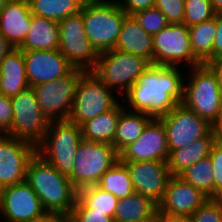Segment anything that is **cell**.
<instances>
[{
  "label": "cell",
  "instance_id": "cell-49",
  "mask_svg": "<svg viewBox=\"0 0 222 222\" xmlns=\"http://www.w3.org/2000/svg\"><path fill=\"white\" fill-rule=\"evenodd\" d=\"M218 118H222V94H221Z\"/></svg>",
  "mask_w": 222,
  "mask_h": 222
},
{
  "label": "cell",
  "instance_id": "cell-47",
  "mask_svg": "<svg viewBox=\"0 0 222 222\" xmlns=\"http://www.w3.org/2000/svg\"><path fill=\"white\" fill-rule=\"evenodd\" d=\"M216 15L222 14V0H210Z\"/></svg>",
  "mask_w": 222,
  "mask_h": 222
},
{
  "label": "cell",
  "instance_id": "cell-28",
  "mask_svg": "<svg viewBox=\"0 0 222 222\" xmlns=\"http://www.w3.org/2000/svg\"><path fill=\"white\" fill-rule=\"evenodd\" d=\"M31 13L56 22L81 12L84 0H28Z\"/></svg>",
  "mask_w": 222,
  "mask_h": 222
},
{
  "label": "cell",
  "instance_id": "cell-6",
  "mask_svg": "<svg viewBox=\"0 0 222 222\" xmlns=\"http://www.w3.org/2000/svg\"><path fill=\"white\" fill-rule=\"evenodd\" d=\"M113 92L93 71H85L78 81L68 121L81 126L113 109L121 101Z\"/></svg>",
  "mask_w": 222,
  "mask_h": 222
},
{
  "label": "cell",
  "instance_id": "cell-21",
  "mask_svg": "<svg viewBox=\"0 0 222 222\" xmlns=\"http://www.w3.org/2000/svg\"><path fill=\"white\" fill-rule=\"evenodd\" d=\"M29 87L23 51L11 48L0 64V93L11 98Z\"/></svg>",
  "mask_w": 222,
  "mask_h": 222
},
{
  "label": "cell",
  "instance_id": "cell-18",
  "mask_svg": "<svg viewBox=\"0 0 222 222\" xmlns=\"http://www.w3.org/2000/svg\"><path fill=\"white\" fill-rule=\"evenodd\" d=\"M23 57L30 87L64 77L74 69L59 50L23 51Z\"/></svg>",
  "mask_w": 222,
  "mask_h": 222
},
{
  "label": "cell",
  "instance_id": "cell-16",
  "mask_svg": "<svg viewBox=\"0 0 222 222\" xmlns=\"http://www.w3.org/2000/svg\"><path fill=\"white\" fill-rule=\"evenodd\" d=\"M169 155L167 133L159 118H153L143 133L119 153L120 161H164Z\"/></svg>",
  "mask_w": 222,
  "mask_h": 222
},
{
  "label": "cell",
  "instance_id": "cell-44",
  "mask_svg": "<svg viewBox=\"0 0 222 222\" xmlns=\"http://www.w3.org/2000/svg\"><path fill=\"white\" fill-rule=\"evenodd\" d=\"M157 222H191L190 217L187 215H172L160 213L157 210L156 213Z\"/></svg>",
  "mask_w": 222,
  "mask_h": 222
},
{
  "label": "cell",
  "instance_id": "cell-15",
  "mask_svg": "<svg viewBox=\"0 0 222 222\" xmlns=\"http://www.w3.org/2000/svg\"><path fill=\"white\" fill-rule=\"evenodd\" d=\"M45 212L26 180L0 190V215L4 222H33Z\"/></svg>",
  "mask_w": 222,
  "mask_h": 222
},
{
  "label": "cell",
  "instance_id": "cell-8",
  "mask_svg": "<svg viewBox=\"0 0 222 222\" xmlns=\"http://www.w3.org/2000/svg\"><path fill=\"white\" fill-rule=\"evenodd\" d=\"M119 159V154L111 144L82 140L76 151L74 166L68 176L79 190L97 185L101 176Z\"/></svg>",
  "mask_w": 222,
  "mask_h": 222
},
{
  "label": "cell",
  "instance_id": "cell-19",
  "mask_svg": "<svg viewBox=\"0 0 222 222\" xmlns=\"http://www.w3.org/2000/svg\"><path fill=\"white\" fill-rule=\"evenodd\" d=\"M209 199L192 184L178 176H171L162 201L158 204L160 213L172 215H192Z\"/></svg>",
  "mask_w": 222,
  "mask_h": 222
},
{
  "label": "cell",
  "instance_id": "cell-30",
  "mask_svg": "<svg viewBox=\"0 0 222 222\" xmlns=\"http://www.w3.org/2000/svg\"><path fill=\"white\" fill-rule=\"evenodd\" d=\"M97 186L112 193L119 200L135 193L127 166L119 159L101 176Z\"/></svg>",
  "mask_w": 222,
  "mask_h": 222
},
{
  "label": "cell",
  "instance_id": "cell-50",
  "mask_svg": "<svg viewBox=\"0 0 222 222\" xmlns=\"http://www.w3.org/2000/svg\"><path fill=\"white\" fill-rule=\"evenodd\" d=\"M8 0H0V12L2 11V9L5 7V4Z\"/></svg>",
  "mask_w": 222,
  "mask_h": 222
},
{
  "label": "cell",
  "instance_id": "cell-46",
  "mask_svg": "<svg viewBox=\"0 0 222 222\" xmlns=\"http://www.w3.org/2000/svg\"><path fill=\"white\" fill-rule=\"evenodd\" d=\"M12 48V46L7 42L5 37L0 33V64L3 61L6 53Z\"/></svg>",
  "mask_w": 222,
  "mask_h": 222
},
{
  "label": "cell",
  "instance_id": "cell-10",
  "mask_svg": "<svg viewBox=\"0 0 222 222\" xmlns=\"http://www.w3.org/2000/svg\"><path fill=\"white\" fill-rule=\"evenodd\" d=\"M153 65L193 68L201 65L191 48L189 28L169 23L153 36ZM183 63V65L181 64Z\"/></svg>",
  "mask_w": 222,
  "mask_h": 222
},
{
  "label": "cell",
  "instance_id": "cell-41",
  "mask_svg": "<svg viewBox=\"0 0 222 222\" xmlns=\"http://www.w3.org/2000/svg\"><path fill=\"white\" fill-rule=\"evenodd\" d=\"M216 37L213 43V58L222 56V14L216 15Z\"/></svg>",
  "mask_w": 222,
  "mask_h": 222
},
{
  "label": "cell",
  "instance_id": "cell-45",
  "mask_svg": "<svg viewBox=\"0 0 222 222\" xmlns=\"http://www.w3.org/2000/svg\"><path fill=\"white\" fill-rule=\"evenodd\" d=\"M214 135V142L222 146V118H218L211 128Z\"/></svg>",
  "mask_w": 222,
  "mask_h": 222
},
{
  "label": "cell",
  "instance_id": "cell-39",
  "mask_svg": "<svg viewBox=\"0 0 222 222\" xmlns=\"http://www.w3.org/2000/svg\"><path fill=\"white\" fill-rule=\"evenodd\" d=\"M12 119L11 98L0 93V134H6L10 130Z\"/></svg>",
  "mask_w": 222,
  "mask_h": 222
},
{
  "label": "cell",
  "instance_id": "cell-27",
  "mask_svg": "<svg viewBox=\"0 0 222 222\" xmlns=\"http://www.w3.org/2000/svg\"><path fill=\"white\" fill-rule=\"evenodd\" d=\"M158 210V205L149 197L139 193L119 200L116 205L115 222H137L153 218Z\"/></svg>",
  "mask_w": 222,
  "mask_h": 222
},
{
  "label": "cell",
  "instance_id": "cell-36",
  "mask_svg": "<svg viewBox=\"0 0 222 222\" xmlns=\"http://www.w3.org/2000/svg\"><path fill=\"white\" fill-rule=\"evenodd\" d=\"M70 216L71 222H115L113 217L87 208L78 198Z\"/></svg>",
  "mask_w": 222,
  "mask_h": 222
},
{
  "label": "cell",
  "instance_id": "cell-9",
  "mask_svg": "<svg viewBox=\"0 0 222 222\" xmlns=\"http://www.w3.org/2000/svg\"><path fill=\"white\" fill-rule=\"evenodd\" d=\"M13 119L6 135L27 141L36 147L43 141L50 122L38 105L33 87L11 97Z\"/></svg>",
  "mask_w": 222,
  "mask_h": 222
},
{
  "label": "cell",
  "instance_id": "cell-43",
  "mask_svg": "<svg viewBox=\"0 0 222 222\" xmlns=\"http://www.w3.org/2000/svg\"><path fill=\"white\" fill-rule=\"evenodd\" d=\"M205 65L215 75L216 80L222 88V56L209 59Z\"/></svg>",
  "mask_w": 222,
  "mask_h": 222
},
{
  "label": "cell",
  "instance_id": "cell-14",
  "mask_svg": "<svg viewBox=\"0 0 222 222\" xmlns=\"http://www.w3.org/2000/svg\"><path fill=\"white\" fill-rule=\"evenodd\" d=\"M37 147L27 141L0 134V190L24 182Z\"/></svg>",
  "mask_w": 222,
  "mask_h": 222
},
{
  "label": "cell",
  "instance_id": "cell-37",
  "mask_svg": "<svg viewBox=\"0 0 222 222\" xmlns=\"http://www.w3.org/2000/svg\"><path fill=\"white\" fill-rule=\"evenodd\" d=\"M154 7L163 12L169 23H183L185 0H155Z\"/></svg>",
  "mask_w": 222,
  "mask_h": 222
},
{
  "label": "cell",
  "instance_id": "cell-48",
  "mask_svg": "<svg viewBox=\"0 0 222 222\" xmlns=\"http://www.w3.org/2000/svg\"><path fill=\"white\" fill-rule=\"evenodd\" d=\"M130 222H133V221H130ZM137 222H157V216L155 215L151 219H147V220H144V221H137Z\"/></svg>",
  "mask_w": 222,
  "mask_h": 222
},
{
  "label": "cell",
  "instance_id": "cell-11",
  "mask_svg": "<svg viewBox=\"0 0 222 222\" xmlns=\"http://www.w3.org/2000/svg\"><path fill=\"white\" fill-rule=\"evenodd\" d=\"M59 47L69 63L76 69L92 71L99 53L86 36L82 13L68 16L59 22Z\"/></svg>",
  "mask_w": 222,
  "mask_h": 222
},
{
  "label": "cell",
  "instance_id": "cell-34",
  "mask_svg": "<svg viewBox=\"0 0 222 222\" xmlns=\"http://www.w3.org/2000/svg\"><path fill=\"white\" fill-rule=\"evenodd\" d=\"M132 16L139 23L141 28L152 36L159 33L169 24L163 12L156 7L135 12Z\"/></svg>",
  "mask_w": 222,
  "mask_h": 222
},
{
  "label": "cell",
  "instance_id": "cell-25",
  "mask_svg": "<svg viewBox=\"0 0 222 222\" xmlns=\"http://www.w3.org/2000/svg\"><path fill=\"white\" fill-rule=\"evenodd\" d=\"M124 108V103L121 100L113 109L83 123L80 126L83 139L108 143L113 146V138L116 133L117 123L120 113Z\"/></svg>",
  "mask_w": 222,
  "mask_h": 222
},
{
  "label": "cell",
  "instance_id": "cell-2",
  "mask_svg": "<svg viewBox=\"0 0 222 222\" xmlns=\"http://www.w3.org/2000/svg\"><path fill=\"white\" fill-rule=\"evenodd\" d=\"M26 181L39 197L46 212L70 215L78 190L67 176L62 175L37 153L28 164Z\"/></svg>",
  "mask_w": 222,
  "mask_h": 222
},
{
  "label": "cell",
  "instance_id": "cell-17",
  "mask_svg": "<svg viewBox=\"0 0 222 222\" xmlns=\"http://www.w3.org/2000/svg\"><path fill=\"white\" fill-rule=\"evenodd\" d=\"M130 173L135 193L149 197L157 205L162 201L171 177L164 161H121Z\"/></svg>",
  "mask_w": 222,
  "mask_h": 222
},
{
  "label": "cell",
  "instance_id": "cell-38",
  "mask_svg": "<svg viewBox=\"0 0 222 222\" xmlns=\"http://www.w3.org/2000/svg\"><path fill=\"white\" fill-rule=\"evenodd\" d=\"M214 171V198L222 197V146L214 143L209 155Z\"/></svg>",
  "mask_w": 222,
  "mask_h": 222
},
{
  "label": "cell",
  "instance_id": "cell-24",
  "mask_svg": "<svg viewBox=\"0 0 222 222\" xmlns=\"http://www.w3.org/2000/svg\"><path fill=\"white\" fill-rule=\"evenodd\" d=\"M60 40L59 23L32 15V25L27 37L19 47L22 51L58 50Z\"/></svg>",
  "mask_w": 222,
  "mask_h": 222
},
{
  "label": "cell",
  "instance_id": "cell-26",
  "mask_svg": "<svg viewBox=\"0 0 222 222\" xmlns=\"http://www.w3.org/2000/svg\"><path fill=\"white\" fill-rule=\"evenodd\" d=\"M152 119L153 117L146 113L124 108L120 113L113 138L115 151L119 154L125 147L133 143L143 133Z\"/></svg>",
  "mask_w": 222,
  "mask_h": 222
},
{
  "label": "cell",
  "instance_id": "cell-13",
  "mask_svg": "<svg viewBox=\"0 0 222 222\" xmlns=\"http://www.w3.org/2000/svg\"><path fill=\"white\" fill-rule=\"evenodd\" d=\"M159 119L166 129L169 151L181 149L205 137L212 128L211 124L183 104H178Z\"/></svg>",
  "mask_w": 222,
  "mask_h": 222
},
{
  "label": "cell",
  "instance_id": "cell-35",
  "mask_svg": "<svg viewBox=\"0 0 222 222\" xmlns=\"http://www.w3.org/2000/svg\"><path fill=\"white\" fill-rule=\"evenodd\" d=\"M189 217L191 222H222L221 199L209 198Z\"/></svg>",
  "mask_w": 222,
  "mask_h": 222
},
{
  "label": "cell",
  "instance_id": "cell-29",
  "mask_svg": "<svg viewBox=\"0 0 222 222\" xmlns=\"http://www.w3.org/2000/svg\"><path fill=\"white\" fill-rule=\"evenodd\" d=\"M188 28L193 55L201 64H205L213 58V43L217 31L216 16L211 20Z\"/></svg>",
  "mask_w": 222,
  "mask_h": 222
},
{
  "label": "cell",
  "instance_id": "cell-1",
  "mask_svg": "<svg viewBox=\"0 0 222 222\" xmlns=\"http://www.w3.org/2000/svg\"><path fill=\"white\" fill-rule=\"evenodd\" d=\"M180 68L150 64L121 98L125 108L159 118L182 104L185 76Z\"/></svg>",
  "mask_w": 222,
  "mask_h": 222
},
{
  "label": "cell",
  "instance_id": "cell-22",
  "mask_svg": "<svg viewBox=\"0 0 222 222\" xmlns=\"http://www.w3.org/2000/svg\"><path fill=\"white\" fill-rule=\"evenodd\" d=\"M115 49L141 56L153 64V37L132 15L125 17Z\"/></svg>",
  "mask_w": 222,
  "mask_h": 222
},
{
  "label": "cell",
  "instance_id": "cell-32",
  "mask_svg": "<svg viewBox=\"0 0 222 222\" xmlns=\"http://www.w3.org/2000/svg\"><path fill=\"white\" fill-rule=\"evenodd\" d=\"M87 208L94 212L114 217L119 199L112 193L104 191L97 185L83 187L78 190L77 197Z\"/></svg>",
  "mask_w": 222,
  "mask_h": 222
},
{
  "label": "cell",
  "instance_id": "cell-33",
  "mask_svg": "<svg viewBox=\"0 0 222 222\" xmlns=\"http://www.w3.org/2000/svg\"><path fill=\"white\" fill-rule=\"evenodd\" d=\"M216 13L210 0H185L183 24L192 27L215 18Z\"/></svg>",
  "mask_w": 222,
  "mask_h": 222
},
{
  "label": "cell",
  "instance_id": "cell-12",
  "mask_svg": "<svg viewBox=\"0 0 222 222\" xmlns=\"http://www.w3.org/2000/svg\"><path fill=\"white\" fill-rule=\"evenodd\" d=\"M84 72L74 68L64 77L33 87L38 105L49 121L68 120L78 81Z\"/></svg>",
  "mask_w": 222,
  "mask_h": 222
},
{
  "label": "cell",
  "instance_id": "cell-4",
  "mask_svg": "<svg viewBox=\"0 0 222 222\" xmlns=\"http://www.w3.org/2000/svg\"><path fill=\"white\" fill-rule=\"evenodd\" d=\"M188 70L182 104L212 125L218 119L222 88L205 64Z\"/></svg>",
  "mask_w": 222,
  "mask_h": 222
},
{
  "label": "cell",
  "instance_id": "cell-7",
  "mask_svg": "<svg viewBox=\"0 0 222 222\" xmlns=\"http://www.w3.org/2000/svg\"><path fill=\"white\" fill-rule=\"evenodd\" d=\"M150 64L141 56L112 49L99 54L92 71L122 98Z\"/></svg>",
  "mask_w": 222,
  "mask_h": 222
},
{
  "label": "cell",
  "instance_id": "cell-5",
  "mask_svg": "<svg viewBox=\"0 0 222 222\" xmlns=\"http://www.w3.org/2000/svg\"><path fill=\"white\" fill-rule=\"evenodd\" d=\"M83 140L81 127L68 120L52 121L43 141L37 146L40 155L62 175L69 176L74 158Z\"/></svg>",
  "mask_w": 222,
  "mask_h": 222
},
{
  "label": "cell",
  "instance_id": "cell-40",
  "mask_svg": "<svg viewBox=\"0 0 222 222\" xmlns=\"http://www.w3.org/2000/svg\"><path fill=\"white\" fill-rule=\"evenodd\" d=\"M119 7L127 14L132 15L135 12L152 8L155 0H117Z\"/></svg>",
  "mask_w": 222,
  "mask_h": 222
},
{
  "label": "cell",
  "instance_id": "cell-31",
  "mask_svg": "<svg viewBox=\"0 0 222 222\" xmlns=\"http://www.w3.org/2000/svg\"><path fill=\"white\" fill-rule=\"evenodd\" d=\"M209 198H214V171L210 157L199 160L178 175Z\"/></svg>",
  "mask_w": 222,
  "mask_h": 222
},
{
  "label": "cell",
  "instance_id": "cell-20",
  "mask_svg": "<svg viewBox=\"0 0 222 222\" xmlns=\"http://www.w3.org/2000/svg\"><path fill=\"white\" fill-rule=\"evenodd\" d=\"M28 0H8L0 12V33L12 48H19L32 25Z\"/></svg>",
  "mask_w": 222,
  "mask_h": 222
},
{
  "label": "cell",
  "instance_id": "cell-23",
  "mask_svg": "<svg viewBox=\"0 0 222 222\" xmlns=\"http://www.w3.org/2000/svg\"><path fill=\"white\" fill-rule=\"evenodd\" d=\"M214 143L211 130L205 137L195 140L186 147L169 151L167 166L171 176H178L192 164L208 157Z\"/></svg>",
  "mask_w": 222,
  "mask_h": 222
},
{
  "label": "cell",
  "instance_id": "cell-3",
  "mask_svg": "<svg viewBox=\"0 0 222 222\" xmlns=\"http://www.w3.org/2000/svg\"><path fill=\"white\" fill-rule=\"evenodd\" d=\"M88 40L97 52L115 49L127 14L117 1L95 0L84 3L81 10Z\"/></svg>",
  "mask_w": 222,
  "mask_h": 222
},
{
  "label": "cell",
  "instance_id": "cell-42",
  "mask_svg": "<svg viewBox=\"0 0 222 222\" xmlns=\"http://www.w3.org/2000/svg\"><path fill=\"white\" fill-rule=\"evenodd\" d=\"M33 222H71V216L61 212H45Z\"/></svg>",
  "mask_w": 222,
  "mask_h": 222
}]
</instances>
